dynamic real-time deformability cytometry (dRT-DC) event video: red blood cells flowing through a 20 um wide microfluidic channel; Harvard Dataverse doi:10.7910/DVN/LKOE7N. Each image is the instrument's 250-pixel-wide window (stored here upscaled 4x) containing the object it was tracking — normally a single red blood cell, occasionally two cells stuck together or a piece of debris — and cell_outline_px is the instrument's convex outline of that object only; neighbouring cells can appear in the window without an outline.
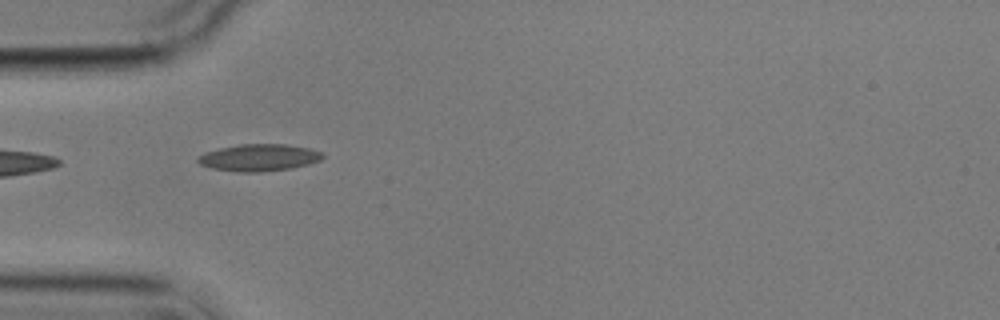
{"species": "common noctule bat (a hibernating species)", "species_latin": "Nyctalus noctula", "temperature_condition": "cold", "stored_images_in_passage": 6, "camera_frame_rate_fps": 3000, "um_per_image_px": 0.085, "animal": {"sex": "male", "body_mass_g": 17.9}, "frame": {"image": 1, "passage_image": 5, "time_ms": 4.667, "image_size_px": [1000, 320], "cell_outline_px": [[324, 156], [320, 160], [308, 164], [292, 168], [260, 172], [236, 172], [212, 168], [200, 164], [196, 160], [196, 156], [204, 152], [220, 148], [240, 144], [284, 144], [308, 148], [324, 152]], "centroid_in_image_um": [21.99, 13.39], "position_along_channel_um": 63.0, "area_um2": 19.71}}
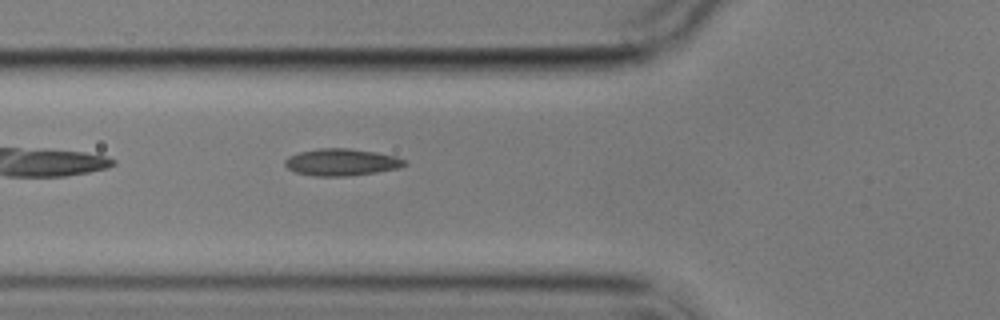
{"frame": {"image": 2, "passage_image": 6, "time_ms": 5.667, "image_size_px": [1000, 320], "cell_outline_px": [[408, 164], [400, 168], [376, 172], [348, 176], [316, 176], [296, 172], [288, 168], [284, 164], [284, 160], [288, 156], [300, 152], [320, 148], [348, 148], [376, 152], [396, 156], [408, 160]], "centroid_in_image_um": [29.07, 13.78], "position_along_channel_um": 96.7, "area_um2": 18.9}}